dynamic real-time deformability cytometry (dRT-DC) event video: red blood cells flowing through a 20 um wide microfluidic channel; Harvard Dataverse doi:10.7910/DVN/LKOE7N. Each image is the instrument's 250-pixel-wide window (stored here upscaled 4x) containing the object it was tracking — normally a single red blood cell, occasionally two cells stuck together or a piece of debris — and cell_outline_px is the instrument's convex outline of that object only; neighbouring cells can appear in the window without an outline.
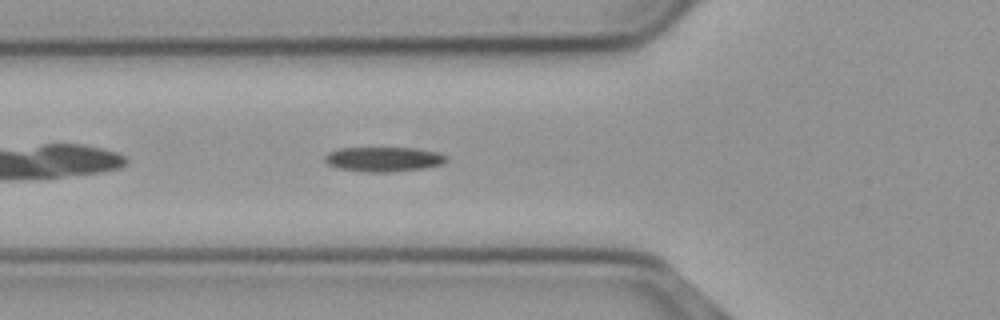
{"species": "common noctule bat (a hibernating species)", "species_latin": "Nyctalus noctula", "temperature_condition": "cold", "stored_images_in_passage": 38, "camera_frame_rate_fps": 3000, "um_per_image_px": 0.085, "animal": {"sex": "male", "body_mass_g": 23.1, "forearm_length_mm": 52.7}, "frame": {"image": 1, "passage_image": 5, "time_ms": 1.333, "image_size_px": [1000, 320], "cell_outline_px": [[448, 160], [440, 164], [420, 168], [384, 172], [368, 172], [340, 168], [328, 164], [324, 160], [324, 156], [328, 152], [336, 148], [420, 148], [436, 152], [448, 156]], "centroid_in_image_um": [32.58, 13.51], "position_along_channel_um": 93.2, "area_um2": 17.28}}
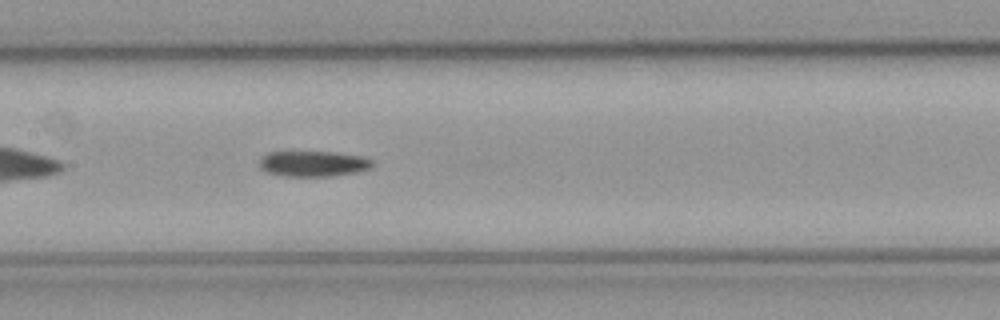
{"frame": {"image": 2, "passage_image": 12, "time_ms": 3.667, "image_size_px": [1000, 320], "cell_outline_px": [[372, 164], [368, 168], [356, 172], [332, 176], [284, 176], [264, 172], [260, 168], [260, 160], [268, 152], [336, 152], [364, 156], [372, 160]], "centroid_in_image_um": [26.61, 13.91], "position_along_channel_um": 180.8, "area_um2": 16.82}}
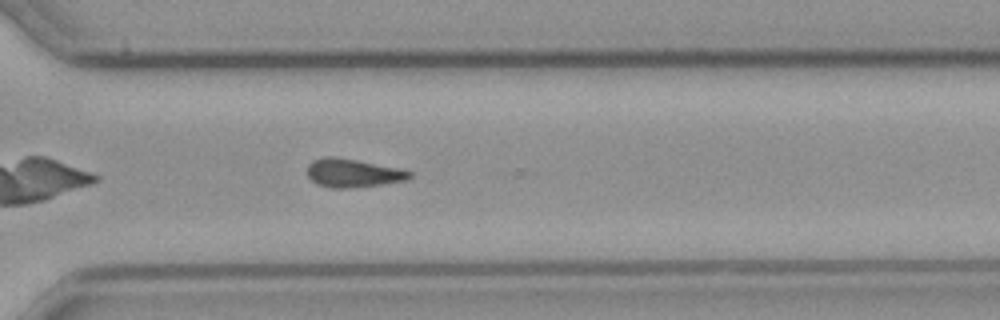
{"frame": {"image": 3, "passage_image": 25, "time_ms": 8.0, "image_size_px": [1000, 320], "cell_outline_px": [[412, 176], [404, 180], [384, 184], [344, 188], [332, 188], [316, 184], [308, 176], [308, 164], [312, 160], [324, 156], [336, 156], [400, 168], [412, 172]], "centroid_in_image_um": [29.98, 14.69], "position_along_channel_um": 340.6, "area_um2": 16.99}}